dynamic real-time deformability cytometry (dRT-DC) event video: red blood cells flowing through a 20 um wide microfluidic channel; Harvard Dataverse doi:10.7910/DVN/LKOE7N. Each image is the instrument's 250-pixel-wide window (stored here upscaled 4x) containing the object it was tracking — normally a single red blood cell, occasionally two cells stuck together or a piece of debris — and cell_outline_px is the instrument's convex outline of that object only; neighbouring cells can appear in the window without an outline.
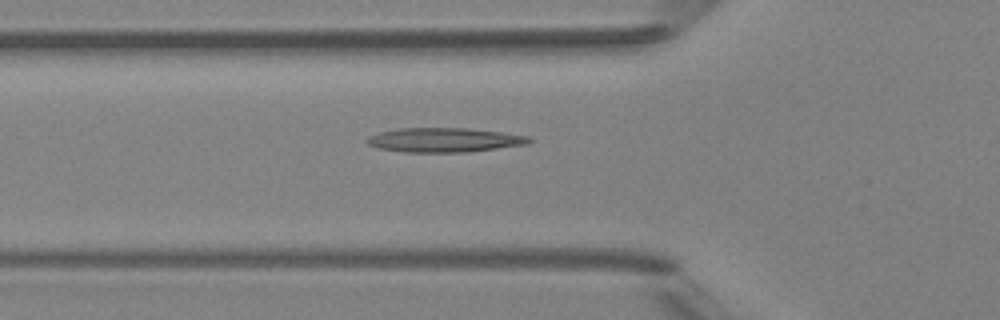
{"species": "Egyptian fruit bat (a non-hibernating species)", "species_latin": "Rousettus aegyptiacus", "temperature_condition": "room temperature", "stored_images_in_passage": 7, "camera_frame_rate_fps": 3000, "um_per_image_px": 0.085, "animal": {"sex": "female"}, "frame": {"image": 1, "passage_image": 7, "time_ms": 7.0, "image_size_px": [1000, 320], "cell_outline_px": [[532, 140], [528, 144], [464, 152], [404, 152], [380, 148], [368, 144], [368, 136], [380, 132], [396, 128], [468, 128], [500, 132], [528, 136]], "centroid_in_image_um": [37.75, 11.89], "position_along_channel_um": 88.0, "area_um2": 22.72}}